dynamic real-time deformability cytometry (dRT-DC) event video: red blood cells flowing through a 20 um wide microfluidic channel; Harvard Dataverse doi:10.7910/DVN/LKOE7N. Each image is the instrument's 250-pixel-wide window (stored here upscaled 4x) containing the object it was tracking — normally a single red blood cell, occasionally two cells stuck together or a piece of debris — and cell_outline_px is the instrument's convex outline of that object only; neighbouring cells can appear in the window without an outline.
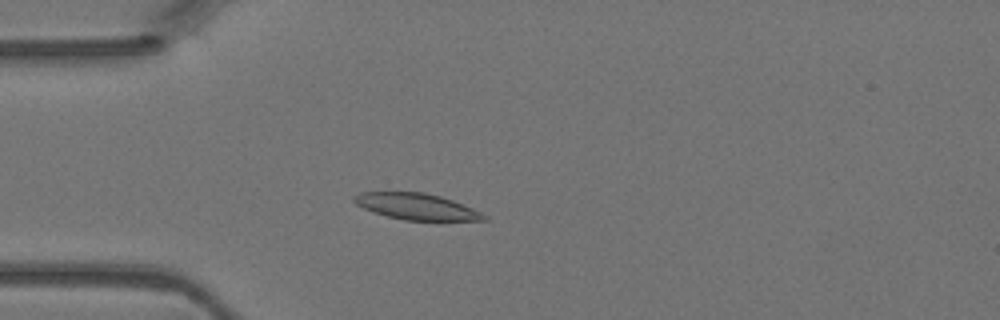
{"species": "Egyptian fruit bat (a non-hibernating species)", "species_latin": "Rousettus aegyptiacus", "temperature_condition": "warm", "stored_images_in_passage": 45, "camera_frame_rate_fps": 3000, "um_per_image_px": 0.085, "animal": {"sex": "female"}, "frame": {"image": 1, "passage_image": 12, "time_ms": 3.667, "image_size_px": [1000, 320], "cell_outline_px": [[488, 220], [404, 220], [372, 212], [356, 204], [352, 200], [352, 196], [360, 192], [424, 192], [440, 196], [452, 200], [472, 208], [488, 216]], "centroid_in_image_um": [35.37, 17.55], "position_along_channel_um": 49.6, "area_um2": 19.77}}
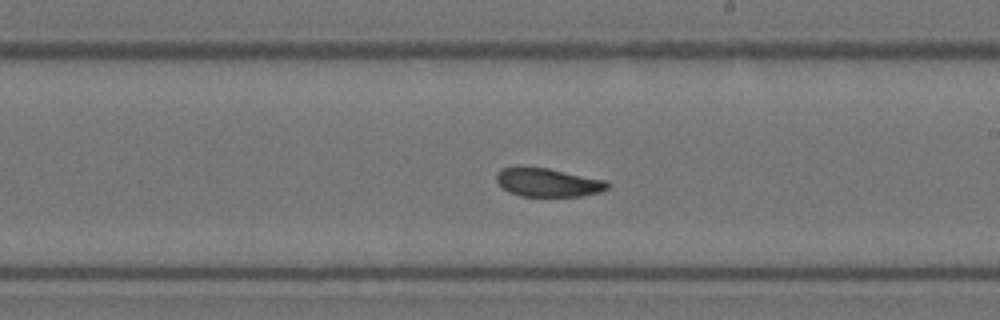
{"frame": {"image": 2, "passage_image": 26, "time_ms": 8.333, "image_size_px": [1000, 320], "cell_outline_px": [[612, 184], [608, 188], [600, 192], [584, 196], [520, 196], [508, 192], [496, 180], [496, 172], [500, 168], [516, 164], [520, 164], [548, 168], [608, 180]], "centroid_in_image_um": [46.55, 15.47], "position_along_channel_um": 242.4, "area_um2": 19.25}}
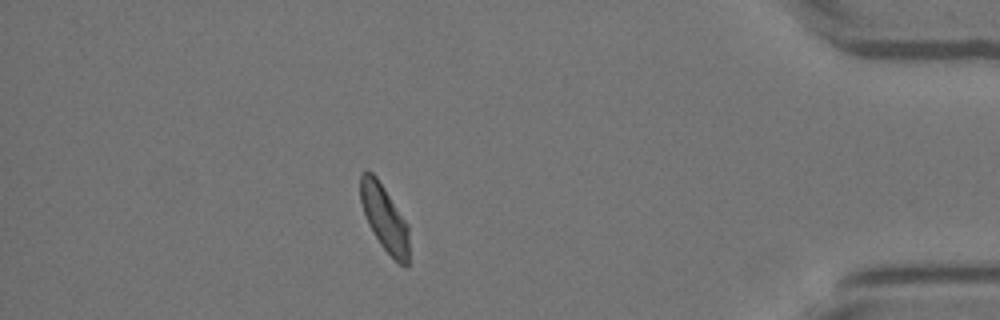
{"frame": {"image": 3, "passage_image": 40, "time_ms": 13.0, "image_size_px": [1000, 320], "cell_outline_px": [[408, 264], [400, 264], [380, 244], [368, 224], [360, 200], [360, 172], [372, 172], [376, 176], [408, 224]], "centroid_in_image_um": [32.66, 18.5], "position_along_channel_um": 402.5, "area_um2": 18.32}}